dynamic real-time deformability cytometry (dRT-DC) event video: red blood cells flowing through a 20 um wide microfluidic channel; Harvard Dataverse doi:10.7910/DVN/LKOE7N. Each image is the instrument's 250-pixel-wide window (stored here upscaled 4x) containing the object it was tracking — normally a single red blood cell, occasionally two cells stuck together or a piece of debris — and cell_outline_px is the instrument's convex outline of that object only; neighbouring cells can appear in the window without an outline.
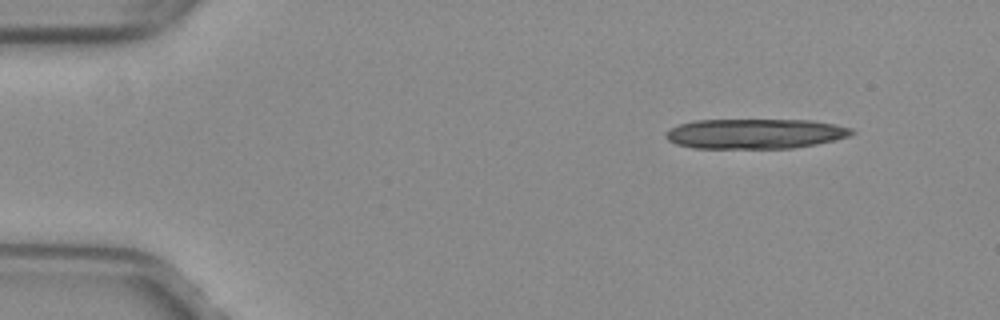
{"species": "common noctule bat (a hibernating species)", "species_latin": "Nyctalus noctula", "temperature_condition": "warm", "stored_images_in_passage": 8, "camera_frame_rate_fps": 3000, "um_per_image_px": 0.085, "animal": {"sex": "female", "body_mass_g": 29.2, "forearm_length_mm": 56.3}, "frame": {"image": 1, "passage_image": 1, "time_ms": 0.0, "image_size_px": [1000, 320], "cell_outline_px": [[856, 132], [848, 136], [816, 144], [792, 148], [692, 148], [676, 144], [668, 140], [664, 136], [672, 128], [680, 124], [696, 120], [812, 120], [836, 124], [852, 128]], "centroid_in_image_um": [64.2, 11.36], "position_along_channel_um": 20.8, "area_um2": 32.37}}